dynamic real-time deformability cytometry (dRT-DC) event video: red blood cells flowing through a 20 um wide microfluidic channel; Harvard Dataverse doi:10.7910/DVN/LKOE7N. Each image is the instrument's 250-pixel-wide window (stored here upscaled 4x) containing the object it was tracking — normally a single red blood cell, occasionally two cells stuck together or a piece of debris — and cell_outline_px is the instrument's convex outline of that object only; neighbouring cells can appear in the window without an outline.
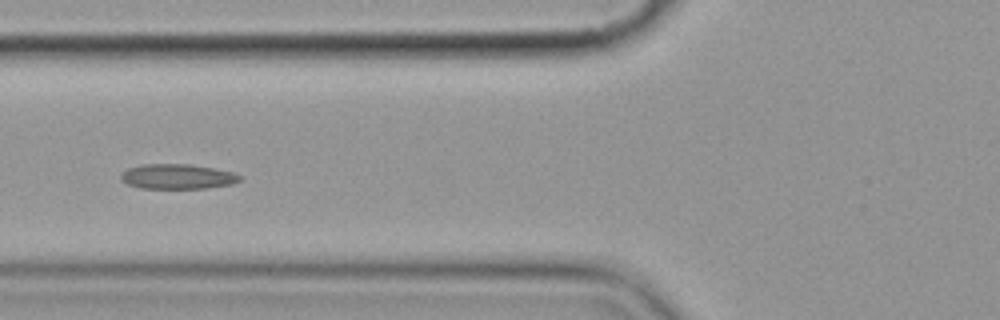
{"species": "common noctule bat (a hibernating species)", "species_latin": "Nyctalus noctula", "temperature_condition": "cold", "stored_images_in_passage": 13, "camera_frame_rate_fps": 3000, "um_per_image_px": 0.085, "animal": {"sex": "female", "body_mass_g": 19.9}, "frame": {"image": 1, "passage_image": 6, "time_ms": 7.0, "image_size_px": [1000, 320], "cell_outline_px": [[240, 180], [232, 184], [208, 188], [140, 188], [128, 184], [120, 180], [120, 176], [128, 168], [144, 164], [188, 164], [212, 168], [232, 172], [240, 176]], "centroid_in_image_um": [15.06, 15.01], "position_along_channel_um": 110.7, "area_um2": 17.11}}
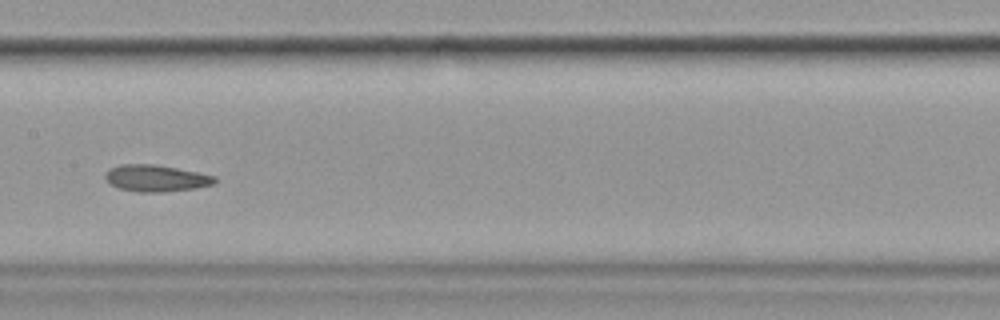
{"frame": {"image": 2, "passage_image": 8, "time_ms": 9.333, "image_size_px": [1000, 320], "cell_outline_px": [[216, 180], [212, 184], [196, 188], [164, 192], [136, 192], [120, 188], [112, 184], [104, 176], [108, 168], [120, 164], [156, 164], [200, 172], [216, 176]], "centroid_in_image_um": [13.27, 15.14], "position_along_channel_um": 194.1, "area_um2": 17.11}}
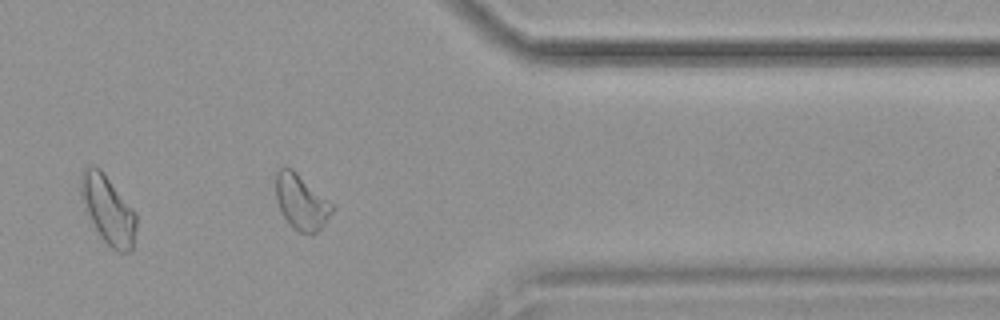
{"frame": {"image": 3, "passage_image": 13, "time_ms": 15.0, "image_size_px": [1000, 320], "cell_outline_px": [[332, 212], [324, 224], [316, 232], [300, 232], [292, 228], [284, 216], [276, 200], [276, 172], [284, 164], [292, 168], [332, 204]], "centroid_in_image_um": [25.57, 17.13], "position_along_channel_um": 385.8, "area_um2": 17.69}, "authors_computed_cell_mechanics": {"area_um2": 17.4556, "velocity_mm_per_s": 3.5738, "shape_relaxation_time_tau1_ms": null, "shape_relaxation_time_tau2_ms": 3.5199, "deformation_change_tau1": null, "deformation_change_tau2": 0.0664}}